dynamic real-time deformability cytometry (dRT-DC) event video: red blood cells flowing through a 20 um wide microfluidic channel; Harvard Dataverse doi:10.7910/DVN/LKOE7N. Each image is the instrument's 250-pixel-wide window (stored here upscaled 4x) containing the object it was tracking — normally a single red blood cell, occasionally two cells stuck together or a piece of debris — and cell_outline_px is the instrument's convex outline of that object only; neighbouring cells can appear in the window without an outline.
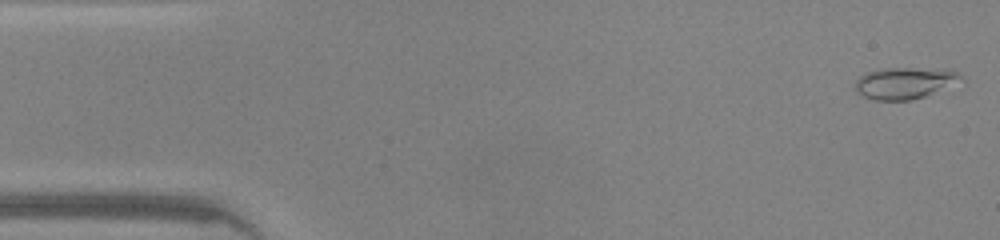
{"species": "common noctule bat (a hibernating species)", "species_latin": "Nyctalus noctula", "temperature_condition": "warm", "stored_images_in_passage": 46, "camera_frame_rate_fps": 3000, "um_per_image_px": 0.085, "animal": {"sex": "male", "body_mass_g": 20.0, "forearm_length_mm": 53.3}, "frame": {"image": 1, "passage_image": 1, "time_ms": 0.0, "image_size_px": [1000, 240], "cell_outline_px": [[964, 80], [924, 96], [912, 100], [872, 100], [856, 92], [856, 80], [860, 76], [868, 72], [884, 68], [952, 68], [960, 72]], "centroid_in_image_um": [76.96, 7.03], "position_along_channel_um": 8.0, "area_um2": 19.65}}
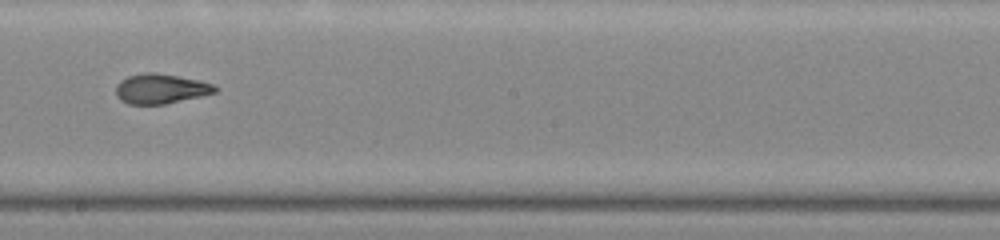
{"frame": {"image": 2, "passage_image": 25, "time_ms": 8.0, "image_size_px": [1000, 240], "cell_outline_px": [[220, 88], [216, 92], [200, 96], [164, 104], [128, 104], [120, 100], [116, 92], [116, 84], [120, 80], [128, 76], [144, 72], [156, 72], [200, 80], [212, 84]], "centroid_in_image_um": [13.65, 7.53], "position_along_channel_um": 234.5, "area_um2": 17.28}}
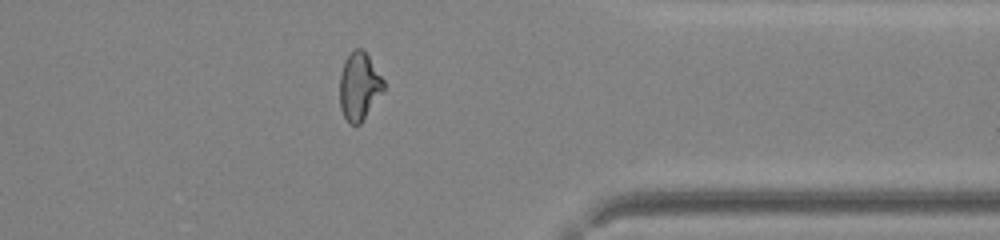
{"frame": {"image": 3, "passage_image": 36, "time_ms": 11.667, "image_size_px": [1000, 240], "cell_outline_px": [[384, 92], [360, 124], [348, 124], [340, 108], [340, 72], [344, 60], [356, 48], [364, 48], [384, 80]], "centroid_in_image_um": [30.54, 7.33], "position_along_channel_um": 380.9, "area_um2": 17.57}, "authors_computed_cell_mechanics": {"area_um2": 17.6001, "velocity_mm_per_s": 4.3728, "shape_relaxation_time_tau1_ms": 9.4624, "shape_relaxation_time_tau2_ms": 1.2132, "deformation_change_tau1": 0.3308, "deformation_change_tau2": 0.0833}}